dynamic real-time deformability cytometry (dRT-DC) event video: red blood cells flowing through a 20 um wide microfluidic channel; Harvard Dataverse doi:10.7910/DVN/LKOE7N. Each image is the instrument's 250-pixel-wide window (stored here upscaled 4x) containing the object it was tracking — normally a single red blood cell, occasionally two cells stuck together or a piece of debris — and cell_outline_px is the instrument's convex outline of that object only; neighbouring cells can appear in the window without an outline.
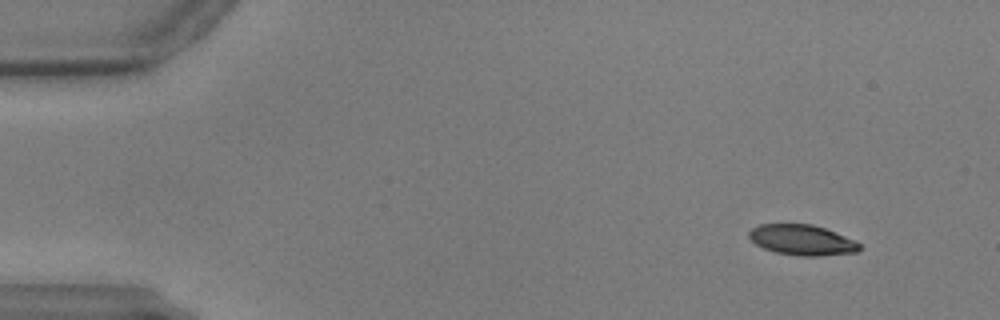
{"species": "common noctule bat (a hibernating species)", "species_latin": "Nyctalus noctula", "temperature_condition": "warm", "stored_images_in_passage": 41, "camera_frame_rate_fps": 3000, "um_per_image_px": 0.085, "animal": {"sex": "male", "body_mass_g": 17.9, "forearm_length_mm": 54.2}, "frame": {"image": 1, "passage_image": 2, "time_ms": 0.333, "image_size_px": [1000, 320], "cell_outline_px": [[860, 248], [856, 252], [820, 256], [800, 256], [776, 252], [764, 248], [756, 244], [748, 236], [748, 232], [752, 228], [760, 224], [812, 224], [836, 232], [856, 240], [860, 244]], "centroid_in_image_um": [68.19, 20.39], "position_along_channel_um": 16.8, "area_um2": 19.59}}
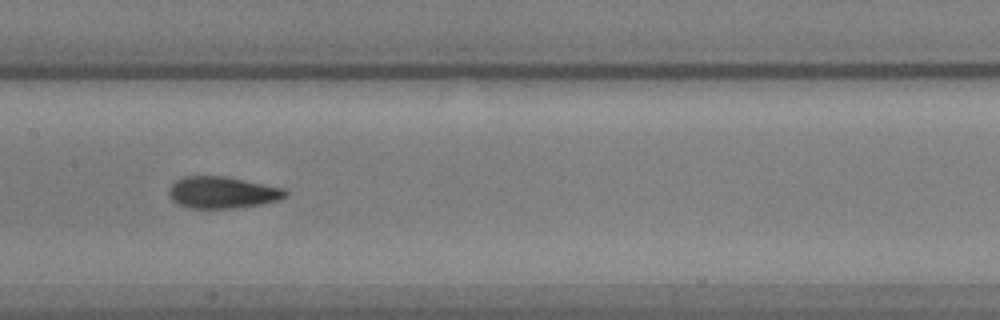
{"frame": {"image": 2, "passage_image": 26, "time_ms": 8.333, "image_size_px": [1000, 320], "cell_outline_px": [[288, 196], [280, 200], [240, 208], [192, 208], [176, 204], [168, 196], [168, 188], [180, 176], [228, 176], [284, 188], [288, 192]], "centroid_in_image_um": [18.9, 16.35], "position_along_channel_um": 188.5, "area_um2": 21.96}}
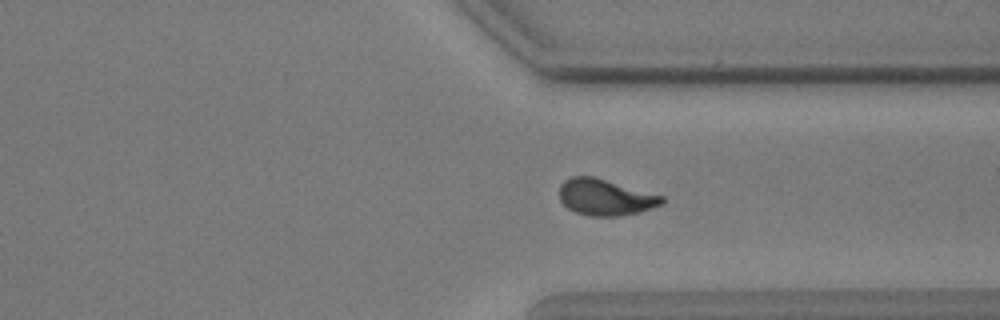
{"frame": {"image": 3, "passage_image": 41, "time_ms": 13.333, "image_size_px": [1000, 320], "cell_outline_px": [[664, 204], [640, 212], [616, 216], [592, 216], [576, 212], [568, 208], [560, 200], [560, 184], [564, 180], [572, 176], [592, 176], [664, 196]], "centroid_in_image_um": [51.46, 16.76], "position_along_channel_um": 359.9, "area_um2": 21.56}}